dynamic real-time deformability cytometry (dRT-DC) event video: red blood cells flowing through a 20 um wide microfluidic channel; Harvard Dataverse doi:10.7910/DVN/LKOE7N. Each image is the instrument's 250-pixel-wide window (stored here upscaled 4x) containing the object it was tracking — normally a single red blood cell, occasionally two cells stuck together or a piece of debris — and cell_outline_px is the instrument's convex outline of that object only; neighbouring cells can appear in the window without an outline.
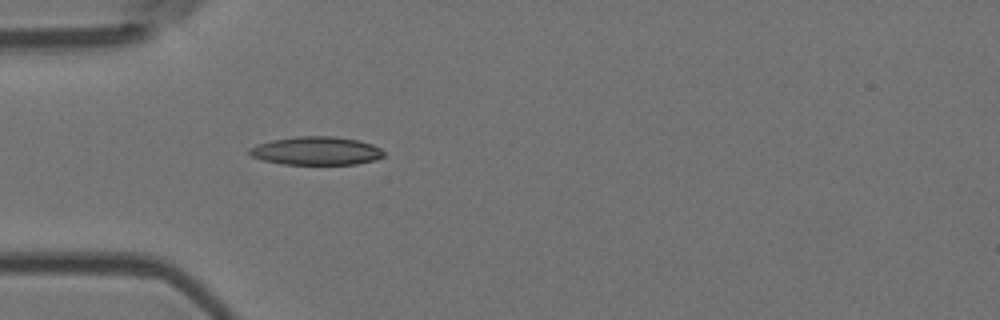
{"species": "Egyptian fruit bat (a non-hibernating species)", "species_latin": "Rousettus aegyptiacus", "temperature_condition": "room temperature", "stored_images_in_passage": 4, "camera_frame_rate_fps": 3000, "um_per_image_px": 0.085, "animal": {"sex": "female"}, "frame": {"image": 1, "passage_image": 4, "time_ms": 1.0, "image_size_px": [1000, 320], "cell_outline_px": [[384, 156], [372, 160], [356, 164], [280, 164], [264, 160], [252, 156], [248, 152], [248, 148], [256, 144], [272, 140], [296, 136], [332, 136], [360, 140], [372, 144], [380, 148], [384, 152]], "centroid_in_image_um": [26.86, 12.81], "position_along_channel_um": 58.1, "area_um2": 22.2}}